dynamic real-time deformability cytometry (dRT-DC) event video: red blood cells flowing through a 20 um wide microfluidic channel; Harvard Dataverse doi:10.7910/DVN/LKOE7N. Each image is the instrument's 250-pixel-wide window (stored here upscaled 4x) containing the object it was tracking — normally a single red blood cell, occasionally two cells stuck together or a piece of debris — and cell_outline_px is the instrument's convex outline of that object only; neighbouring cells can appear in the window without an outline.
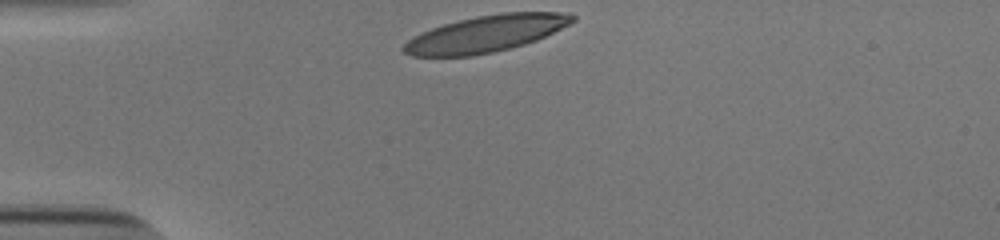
{"species": "human", "species_latin": "Homo sapiens", "temperature_condition": "cold", "stored_images_in_passage": 25, "camera_frame_rate_fps": 3000, "um_per_image_px": 0.085, "donor": {"sex": "male"}, "frame": {"image": 1, "passage_image": 1, "time_ms": 0.0, "image_size_px": [1000, 240], "cell_outline_px": [[576, 20], [536, 40], [524, 44], [492, 52], [472, 56], [412, 56], [404, 52], [404, 44], [408, 40], [432, 28], [444, 24], [476, 16], [504, 12], [560, 12], [576, 16]], "centroid_in_image_um": [41.31, 2.86], "position_along_channel_um": 43.7, "area_um2": 35.32}}
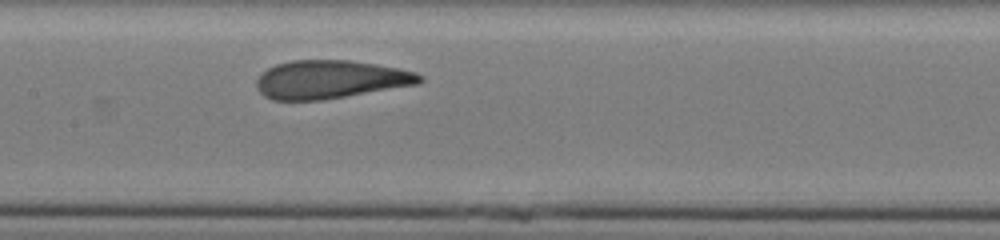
{"frame": {"image": 2, "passage_image": 14, "time_ms": 4.333, "image_size_px": [1000, 240], "cell_outline_px": [[424, 80], [420, 84], [324, 100], [272, 100], [264, 96], [256, 88], [256, 80], [268, 68], [276, 64], [292, 60], [348, 60], [376, 64], [416, 72], [424, 76]], "centroid_in_image_um": [28.1, 6.76], "position_along_channel_um": 179.3, "area_um2": 36.59}}
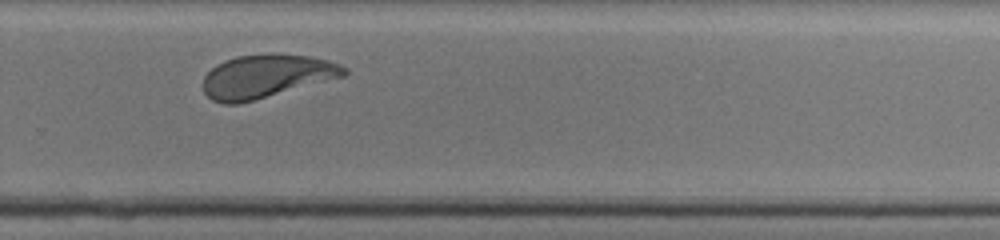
{"frame": {"image": 3, "passage_image": 24, "time_ms": 7.667, "image_size_px": [1000, 240], "cell_outline_px": [[348, 72], [344, 76], [240, 104], [224, 104], [212, 100], [204, 92], [204, 76], [216, 64], [224, 60], [236, 56], [272, 52], [312, 56], [328, 60], [340, 64], [348, 68]], "centroid_in_image_um": [22.65, 6.46], "position_along_channel_um": 307.2, "area_um2": 35.95}}